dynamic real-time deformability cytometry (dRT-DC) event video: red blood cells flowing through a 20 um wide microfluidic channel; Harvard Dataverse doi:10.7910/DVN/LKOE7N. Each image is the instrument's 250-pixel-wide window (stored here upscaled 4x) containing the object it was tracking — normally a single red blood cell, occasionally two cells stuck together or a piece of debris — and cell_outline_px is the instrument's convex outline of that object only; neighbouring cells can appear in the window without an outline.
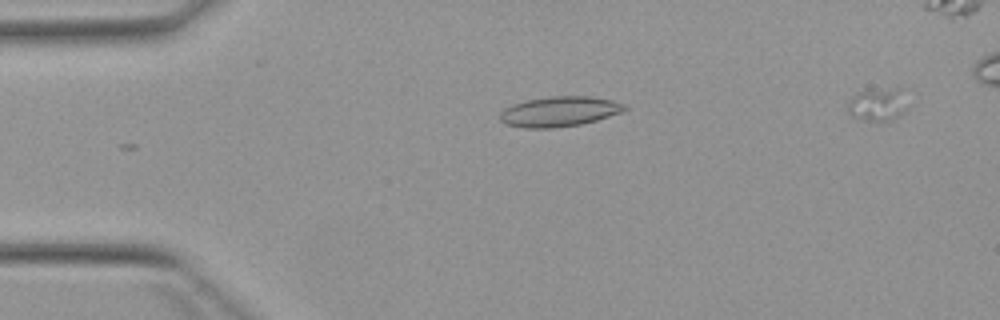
{"species": "Egyptian fruit bat (a non-hibernating species)", "species_latin": "Rousettus aegyptiacus", "temperature_condition": "warm", "stored_images_in_passage": 5, "camera_frame_rate_fps": 3000, "um_per_image_px": 0.085, "animal": {"sex": "female"}, "frame": {"image": 1, "passage_image": 5, "time_ms": 5.667, "image_size_px": [1000, 320], "cell_outline_px": [[628, 108], [620, 112], [596, 120], [580, 124], [552, 128], [524, 128], [504, 124], [500, 120], [500, 112], [504, 108], [512, 104], [524, 100], [552, 96], [592, 96], [612, 100], [628, 104]], "centroid_in_image_um": [47.52, 9.47], "position_along_channel_um": 37.5, "area_um2": 22.02}}